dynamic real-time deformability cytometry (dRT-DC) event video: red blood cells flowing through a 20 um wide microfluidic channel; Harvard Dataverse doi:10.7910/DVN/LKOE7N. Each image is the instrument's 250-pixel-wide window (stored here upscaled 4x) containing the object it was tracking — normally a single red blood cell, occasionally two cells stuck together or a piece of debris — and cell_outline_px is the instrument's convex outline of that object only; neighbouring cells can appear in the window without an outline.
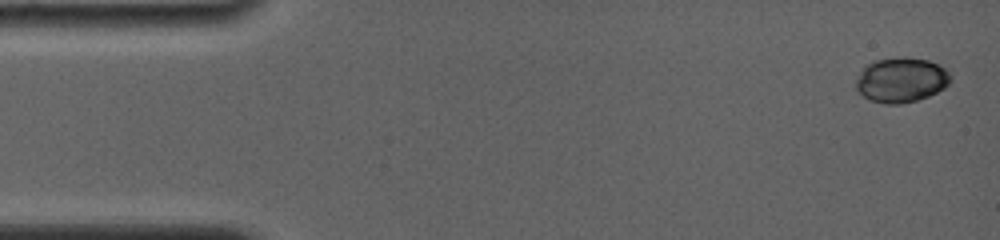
{"species": "common noctule bat (a hibernating species)", "species_latin": "Nyctalus noctula", "temperature_condition": "room temperature", "stored_images_in_passage": 8, "camera_frame_rate_fps": 4000, "um_per_image_px": 0.085, "animal": {"sex": "female", "body_mass_g": 19.0, "forearm_length_mm": 56.7}, "frame": {"image": 1, "passage_image": 1, "time_ms": 0.0, "image_size_px": [1000, 240], "cell_outline_px": [[952, 76], [948, 84], [944, 88], [928, 96], [916, 100], [900, 104], [884, 104], [872, 100], [864, 96], [856, 88], [856, 80], [860, 72], [868, 64], [876, 60], [900, 56], [904, 56], [928, 60], [940, 64]], "centroid_in_image_um": [76.62, 6.78], "position_along_channel_um": 8.4, "area_um2": 24.68}}
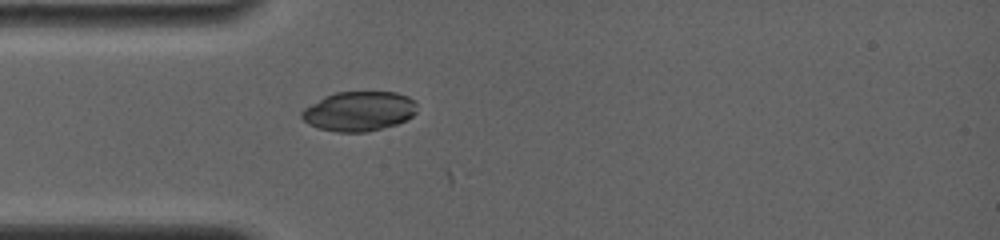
{"frame": {"image": 2, "passage_image": 8, "time_ms": 4.25, "image_size_px": [1000, 240], "cell_outline_px": [[416, 112], [412, 116], [396, 124], [368, 132], [336, 132], [316, 128], [308, 124], [300, 116], [300, 112], [304, 108], [324, 96], [336, 92], [396, 92], [408, 96], [416, 104]], "centroid_in_image_um": [30.48, 9.46], "position_along_channel_um": 54.5, "area_um2": 26.7}}